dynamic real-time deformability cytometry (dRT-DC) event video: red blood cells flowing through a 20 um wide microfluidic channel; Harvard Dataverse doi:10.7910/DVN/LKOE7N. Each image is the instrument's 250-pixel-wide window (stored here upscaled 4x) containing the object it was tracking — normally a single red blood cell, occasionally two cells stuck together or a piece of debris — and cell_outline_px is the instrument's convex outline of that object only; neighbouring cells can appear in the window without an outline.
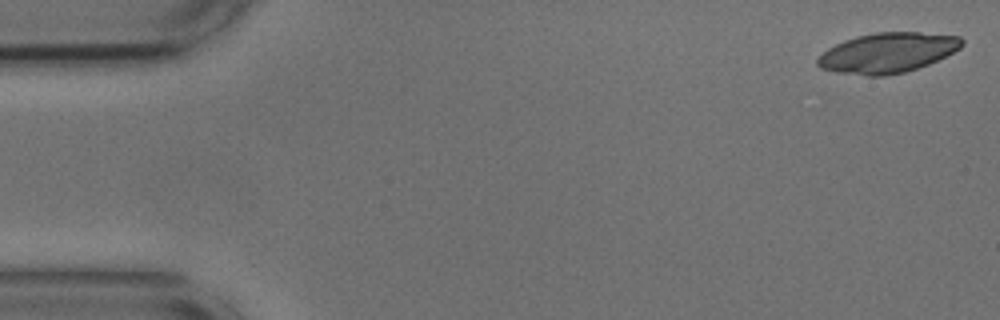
{"species": "common noctule bat (a hibernating species)", "species_latin": "Nyctalus noctula", "temperature_condition": "cold", "stored_images_in_passage": 53, "camera_frame_rate_fps": 3000, "um_per_image_px": 0.085, "animal": {"sex": "male", "body_mass_g": 17.9, "forearm_length_mm": 54.2}, "frame": {"image": 1, "passage_image": 1, "time_ms": 0.0, "image_size_px": [1000, 320], "cell_outline_px": [[964, 44], [960, 48], [928, 64], [904, 72], [884, 76], [868, 76], [836, 72], [820, 68], [816, 64], [816, 60], [828, 48], [844, 40], [856, 36], [876, 32], [920, 32], [960, 36], [964, 40]], "centroid_in_image_um": [75.43, 4.48], "position_along_channel_um": 9.6, "area_um2": 33.58}}